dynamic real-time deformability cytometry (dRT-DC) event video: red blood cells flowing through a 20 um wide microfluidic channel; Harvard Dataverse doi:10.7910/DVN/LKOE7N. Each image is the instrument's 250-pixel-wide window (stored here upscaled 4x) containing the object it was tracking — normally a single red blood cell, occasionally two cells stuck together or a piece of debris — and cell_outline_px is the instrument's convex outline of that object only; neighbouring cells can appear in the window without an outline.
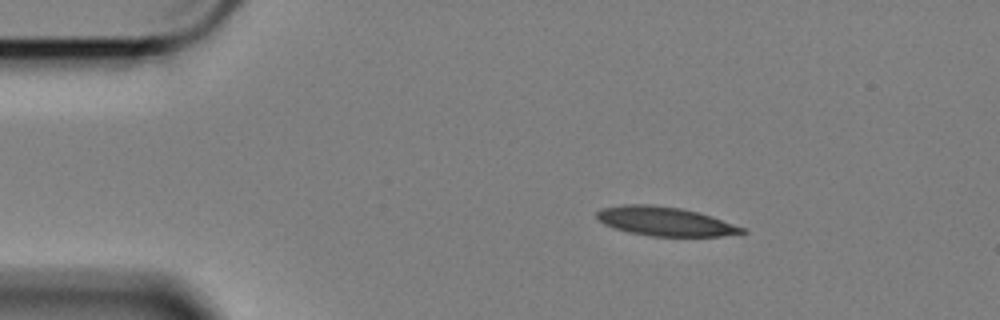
{"species": "Egyptian fruit bat (a non-hibernating species)", "species_latin": "Rousettus aegyptiacus", "temperature_condition": "cold", "stored_images_in_passage": 8, "camera_frame_rate_fps": 3000, "um_per_image_px": 0.085, "animal": {"sex": "female"}, "frame": {"image": 1, "passage_image": 1, "time_ms": 0.0, "image_size_px": [1000, 320], "cell_outline_px": [[748, 232], [720, 236], [652, 236], [628, 232], [604, 224], [596, 216], [596, 212], [600, 208], [624, 204], [652, 204], [680, 208], [696, 212], [744, 228]], "centroid_in_image_um": [56.46, 18.81], "position_along_channel_um": 28.5, "area_um2": 24.16}}